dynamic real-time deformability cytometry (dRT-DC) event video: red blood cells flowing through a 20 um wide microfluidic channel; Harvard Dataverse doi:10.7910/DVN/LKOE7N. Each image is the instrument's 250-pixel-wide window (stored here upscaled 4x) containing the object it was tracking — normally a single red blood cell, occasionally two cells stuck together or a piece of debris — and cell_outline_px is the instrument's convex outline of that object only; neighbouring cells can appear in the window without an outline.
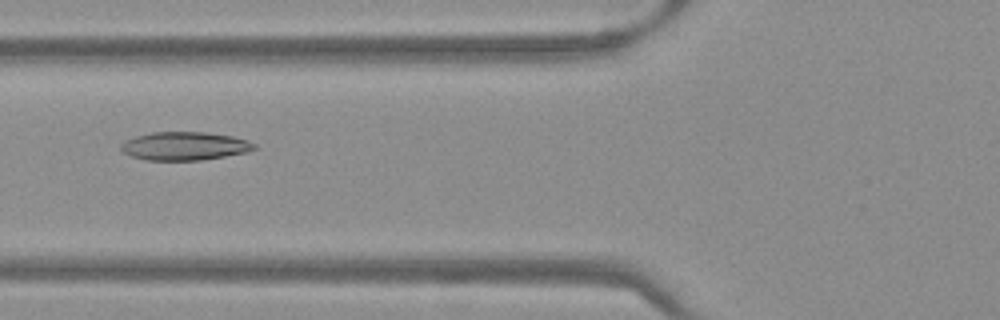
{"species": "Egyptian fruit bat (a non-hibernating species)", "species_latin": "Rousettus aegyptiacus", "temperature_condition": "warm", "stored_images_in_passage": 51, "camera_frame_rate_fps": 3000, "um_per_image_px": 0.085, "frame": {"image": 1, "passage_image": 20, "time_ms": 6.333, "image_size_px": [1000, 320], "cell_outline_px": [[260, 148], [248, 152], [200, 160], [144, 160], [132, 156], [124, 152], [120, 148], [120, 144], [124, 140], [136, 136], [152, 132], [204, 132], [232, 136], [248, 140], [256, 144]], "centroid_in_image_um": [15.72, 12.41], "position_along_channel_um": 110.1, "area_um2": 22.14}}
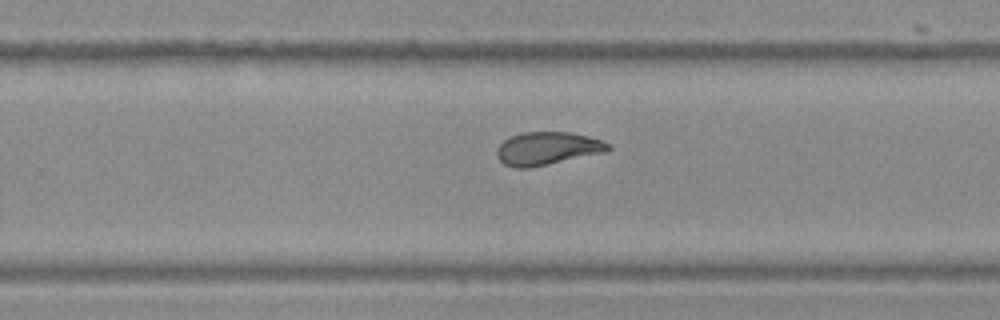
{"frame": {"image": 2, "passage_image": 33, "time_ms": 10.667, "image_size_px": [1000, 320], "cell_outline_px": [[612, 148], [608, 152], [528, 168], [516, 168], [504, 164], [496, 156], [496, 148], [504, 140], [512, 136], [524, 132], [572, 132], [588, 136], [612, 144]], "centroid_in_image_um": [46.56, 12.62], "position_along_channel_um": 283.2, "area_um2": 21.56}}
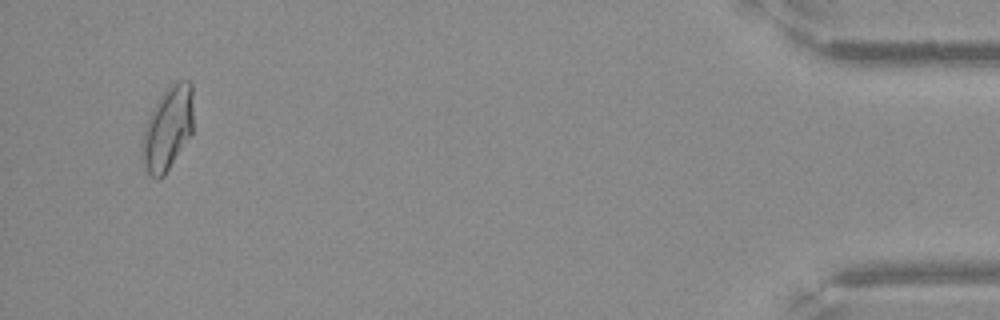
{"frame": {"image": 3, "passage_image": 49, "time_ms": 16.0, "image_size_px": [1000, 320], "cell_outline_px": [[192, 132], [164, 176], [160, 180], [156, 180], [144, 168], [140, 152], [140, 144], [144, 128], [148, 116], [160, 96], [172, 80], [188, 80], [192, 84]], "centroid_in_image_um": [14.22, 10.91], "position_along_channel_um": 421.0, "area_um2": 25.32}}